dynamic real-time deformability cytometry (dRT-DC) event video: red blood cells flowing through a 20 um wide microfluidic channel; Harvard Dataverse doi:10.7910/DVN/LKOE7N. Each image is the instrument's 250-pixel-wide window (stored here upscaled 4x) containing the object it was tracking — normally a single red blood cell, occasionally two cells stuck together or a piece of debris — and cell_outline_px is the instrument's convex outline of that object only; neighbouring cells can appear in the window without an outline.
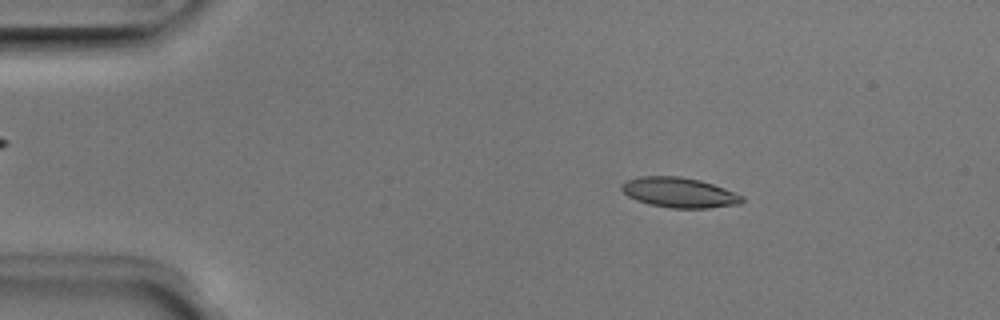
{"species": "Egyptian fruit bat (a non-hibernating species)", "species_latin": "Rousettus aegyptiacus", "temperature_condition": "room temperature", "stored_images_in_passage": 51, "camera_frame_rate_fps": 3000, "um_per_image_px": 0.085, "animal": {"sex": "male"}, "frame": {"image": 1, "passage_image": 8, "time_ms": 2.333, "image_size_px": [1000, 320], "cell_outline_px": [[744, 200], [740, 204], [708, 208], [672, 208], [648, 204], [636, 200], [628, 196], [620, 188], [620, 184], [628, 180], [640, 176], [680, 176], [700, 180], [724, 188], [744, 196]], "centroid_in_image_um": [57.73, 16.36], "position_along_channel_um": 27.3, "area_um2": 21.15}}
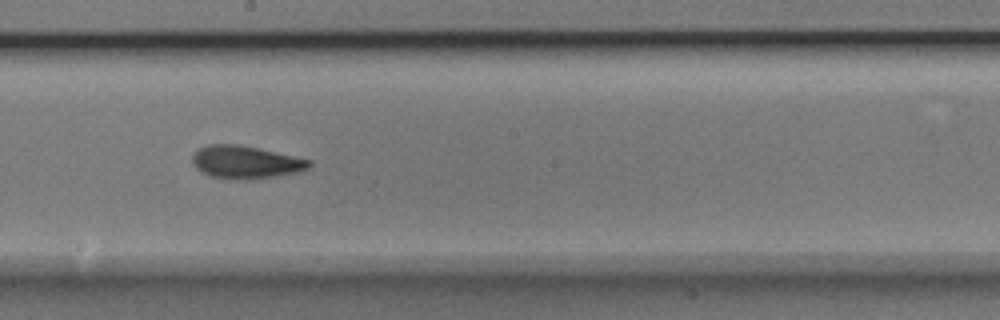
{"frame": {"image": 2, "passage_image": 28, "time_ms": 9.0, "image_size_px": [1000, 320], "cell_outline_px": [[312, 164], [308, 168], [296, 172], [276, 176], [244, 180], [228, 180], [212, 176], [200, 172], [192, 164], [192, 156], [200, 148], [208, 144], [240, 144], [312, 160]], "centroid_in_image_um": [20.85, 13.79], "position_along_channel_um": 227.3, "area_um2": 22.43}}
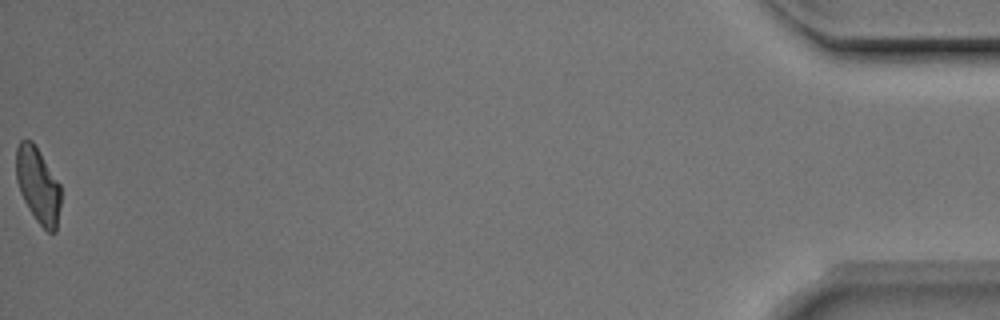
{"frame": {"image": 3, "passage_image": 51, "time_ms": 16.667, "image_size_px": [1000, 320], "cell_outline_px": [[60, 204], [56, 232], [48, 232], [36, 220], [28, 208], [20, 192], [16, 180], [16, 148], [20, 140], [32, 140], [60, 184]], "centroid_in_image_um": [3.21, 15.74], "position_along_channel_um": 432.0, "area_um2": 19.54}, "authors_computed_cell_mechanics": {"area_um2": 21.1548, "velocity_mm_per_s": 3.954, "shape_relaxation_time_tau1_ms": 2.4074, "shape_relaxation_time_tau2_ms": 2.8594, "deformation_change_tau1": 0.1393, "deformation_change_tau2": 0.1111}}